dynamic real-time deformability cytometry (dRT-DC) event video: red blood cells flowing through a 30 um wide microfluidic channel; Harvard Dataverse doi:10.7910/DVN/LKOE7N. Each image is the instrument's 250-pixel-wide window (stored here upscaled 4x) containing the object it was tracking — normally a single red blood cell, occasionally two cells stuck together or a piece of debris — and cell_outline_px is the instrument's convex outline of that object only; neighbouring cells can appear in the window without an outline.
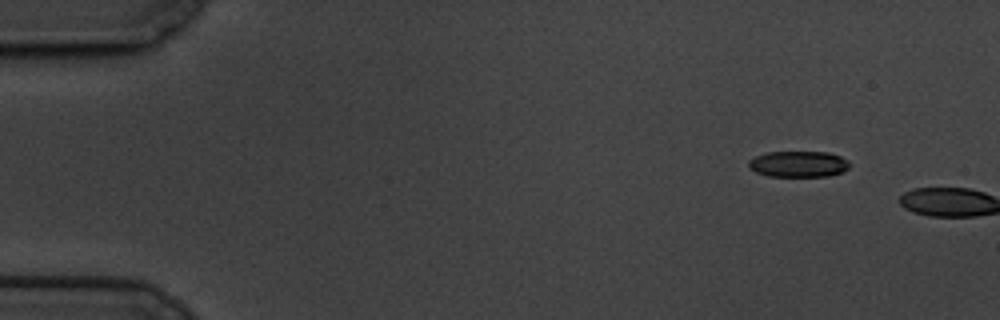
{"species": "common noctule bat (a hibernating species)", "species_latin": "Nyctalus noctula", "temperature_condition": "cold", "stored_images_in_passage": 2, "camera_frame_rate_fps": 3000, "um_per_image_px": 0.085, "animal": {"sex": "male", "body_mass_g": 19.5, "forearm_length_mm": 54.6}, "frame": {"image": 1, "passage_image": 1, "time_ms": 0.0, "image_size_px": [1000, 320], "cell_outline_px": [[848, 168], [844, 172], [828, 176], [768, 176], [756, 172], [748, 168], [748, 160], [764, 152], [828, 152], [840, 156], [848, 160]], "centroid_in_image_um": [67.85, 13.94], "position_along_channel_um": 17.2, "area_um2": 15.43}}